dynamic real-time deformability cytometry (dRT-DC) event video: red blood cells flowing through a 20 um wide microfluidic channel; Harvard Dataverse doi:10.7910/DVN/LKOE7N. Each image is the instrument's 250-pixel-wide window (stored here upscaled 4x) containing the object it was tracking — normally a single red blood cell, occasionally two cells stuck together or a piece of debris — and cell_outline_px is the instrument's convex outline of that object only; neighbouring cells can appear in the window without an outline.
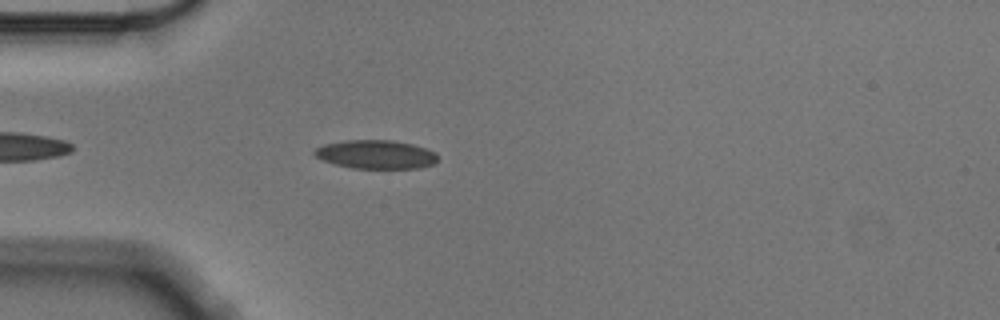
{"species": "Egyptian fruit bat (a non-hibernating species)", "species_latin": "Rousettus aegyptiacus", "temperature_condition": "cold", "stored_images_in_passage": 40, "camera_frame_rate_fps": 3000, "um_per_image_px": 0.085, "animal": {"sex": "male"}, "frame": {"image": 1, "passage_image": 6, "time_ms": 1.667, "image_size_px": [1000, 320], "cell_outline_px": [[436, 160], [432, 164], [420, 168], [352, 168], [336, 164], [324, 160], [316, 156], [312, 152], [316, 148], [324, 144], [344, 140], [392, 140], [412, 144], [436, 152]], "centroid_in_image_um": [31.93, 13.12], "position_along_channel_um": 53.1, "area_um2": 20.4}}
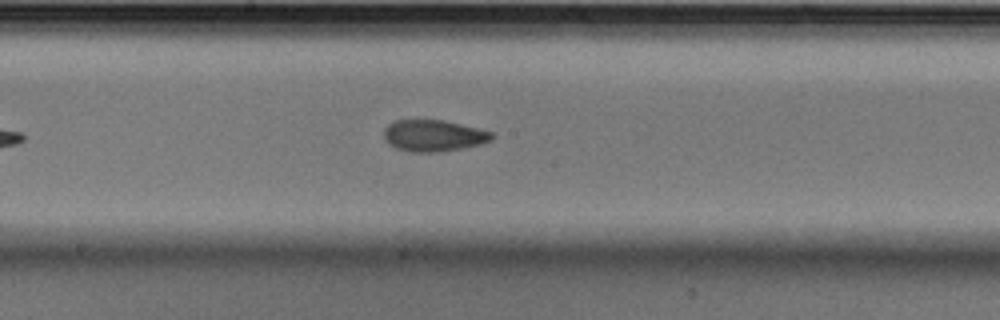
{"frame": {"image": 2, "passage_image": 20, "time_ms": 6.333, "image_size_px": [1000, 320], "cell_outline_px": [[492, 140], [480, 144], [440, 152], [408, 152], [396, 148], [388, 144], [384, 140], [384, 128], [388, 124], [396, 120], [444, 120], [492, 132]], "centroid_in_image_um": [36.79, 11.53], "position_along_channel_um": 211.4, "area_um2": 19.77}}
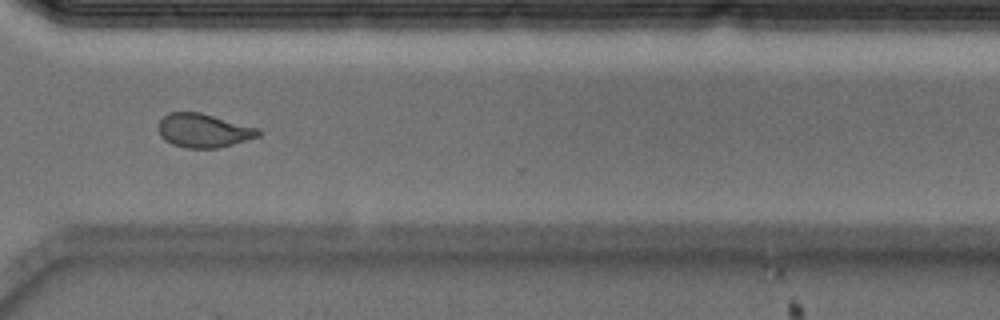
{"frame": {"image": 3, "passage_image": 32, "time_ms": 10.333, "image_size_px": [1000, 320], "cell_outline_px": [[260, 136], [248, 140], [220, 148], [184, 148], [172, 144], [164, 140], [160, 136], [156, 128], [160, 120], [168, 112], [200, 112], [260, 128]], "centroid_in_image_um": [17.29, 11.1], "position_along_channel_um": 353.3, "area_um2": 20.06}, "authors_computed_cell_mechanics": {"area_um2": 20.0277, "velocity_mm_per_s": 3.556, "shape_relaxation_time_tau1_ms": 7.6265, "shape_relaxation_time_tau2_ms": 2.6462, "deformation_change_tau1": 0.1627, "deformation_change_tau2": 0.0824}}